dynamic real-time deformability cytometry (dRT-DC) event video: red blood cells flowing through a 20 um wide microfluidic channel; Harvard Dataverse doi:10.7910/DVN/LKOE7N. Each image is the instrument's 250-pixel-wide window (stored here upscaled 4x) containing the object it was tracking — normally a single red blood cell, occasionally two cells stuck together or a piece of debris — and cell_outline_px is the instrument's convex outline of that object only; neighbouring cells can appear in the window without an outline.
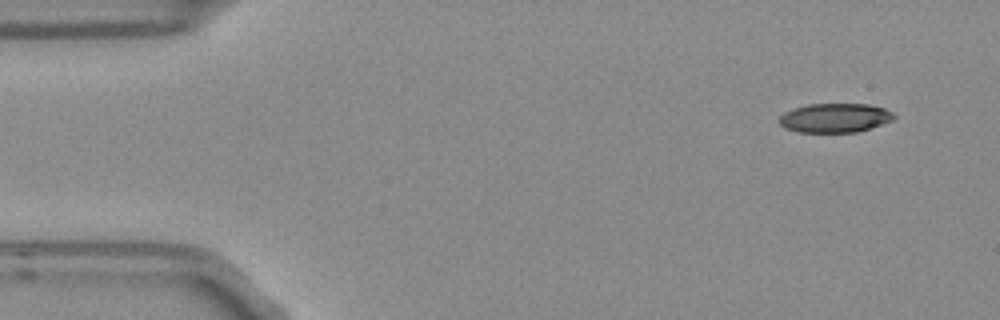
{"species": "Egyptian fruit bat (a non-hibernating species)", "species_latin": "Rousettus aegyptiacus", "temperature_condition": "room temperature", "stored_images_in_passage": 5, "segment_of_instrument_passage": [2, 2], "camera_frame_rate_fps": 3000, "um_per_image_px": 0.085, "frame": {"image": 1, "passage_image": 5, "time_ms": 1.333, "image_size_px": [1000, 320], "cell_outline_px": [[896, 116], [892, 120], [856, 132], [796, 132], [784, 128], [776, 120], [784, 112], [792, 108], [808, 104], [868, 104], [884, 108], [892, 112]], "centroid_in_image_um": [70.9, 10.01], "position_along_channel_um": 14.1, "area_um2": 19.54}}